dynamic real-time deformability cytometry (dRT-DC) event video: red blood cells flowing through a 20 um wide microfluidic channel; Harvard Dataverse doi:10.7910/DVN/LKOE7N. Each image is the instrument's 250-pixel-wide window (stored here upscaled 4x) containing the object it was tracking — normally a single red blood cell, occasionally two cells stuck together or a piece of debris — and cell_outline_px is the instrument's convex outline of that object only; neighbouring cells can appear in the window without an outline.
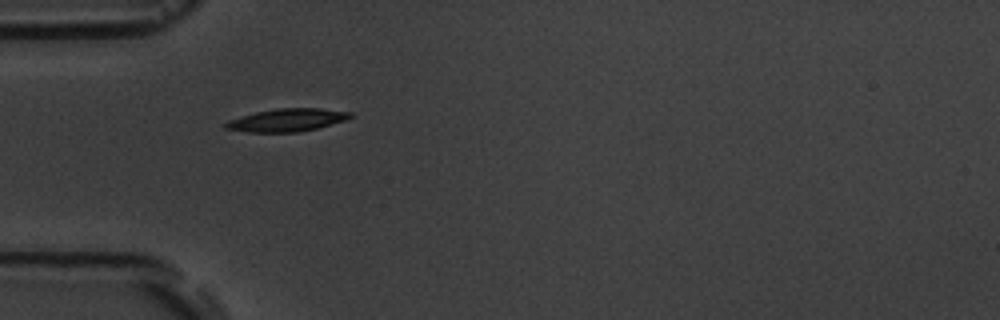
{"species": "common noctule bat (a hibernating species)", "species_latin": "Nyctalus noctula", "temperature_condition": "room temperature", "stored_images_in_passage": 6, "camera_frame_rate_fps": 3000, "um_per_image_px": 0.085, "animal": {"sex": "male", "body_mass_g": 19.5, "forearm_length_mm": 54.6}, "frame": {"image": 1, "passage_image": 1, "time_ms": 0.0, "image_size_px": [1000, 320], "cell_outline_px": [[356, 116], [344, 120], [316, 128], [300, 132], [248, 132], [224, 128], [224, 124], [228, 120], [240, 116], [256, 112], [276, 108], [320, 108], [352, 112]], "centroid_in_image_um": [24.4, 10.2], "position_along_channel_um": 60.6, "area_um2": 16.59}}
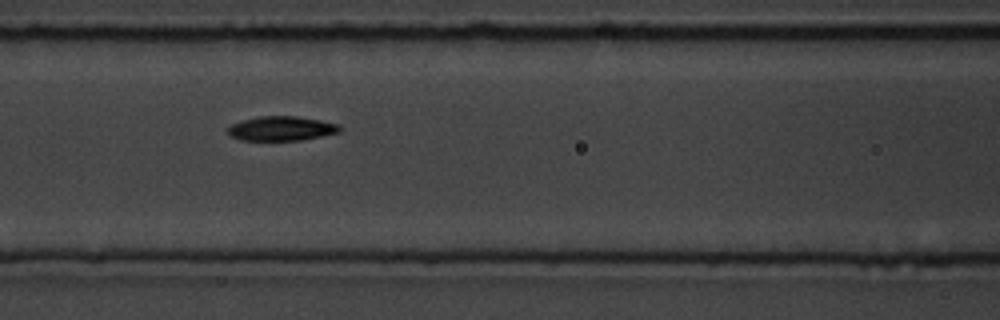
{"frame": {"image": 2, "passage_image": 3, "time_ms": 2.333, "image_size_px": [1000, 320], "cell_outline_px": [[340, 132], [300, 140], [240, 140], [228, 136], [228, 128], [232, 124], [244, 120], [260, 116], [296, 116], [320, 120], [340, 124]], "centroid_in_image_um": [23.91, 10.92], "position_along_channel_um": 142.7, "area_um2": 15.84}}
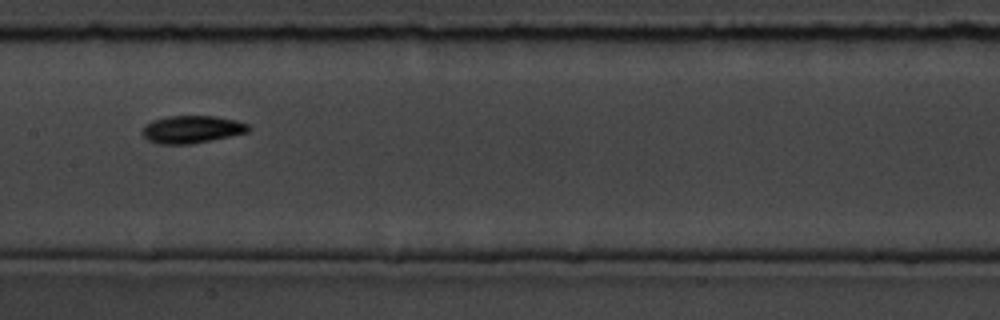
{"frame": {"image": 3, "passage_image": 4, "time_ms": 3.667, "image_size_px": [1000, 320], "cell_outline_px": [[252, 128], [248, 132], [192, 144], [160, 144], [148, 140], [140, 132], [144, 124], [152, 120], [168, 116], [216, 116], [236, 120], [248, 124]], "centroid_in_image_um": [16.28, 10.99], "position_along_channel_um": 191.1, "area_um2": 17.17}}